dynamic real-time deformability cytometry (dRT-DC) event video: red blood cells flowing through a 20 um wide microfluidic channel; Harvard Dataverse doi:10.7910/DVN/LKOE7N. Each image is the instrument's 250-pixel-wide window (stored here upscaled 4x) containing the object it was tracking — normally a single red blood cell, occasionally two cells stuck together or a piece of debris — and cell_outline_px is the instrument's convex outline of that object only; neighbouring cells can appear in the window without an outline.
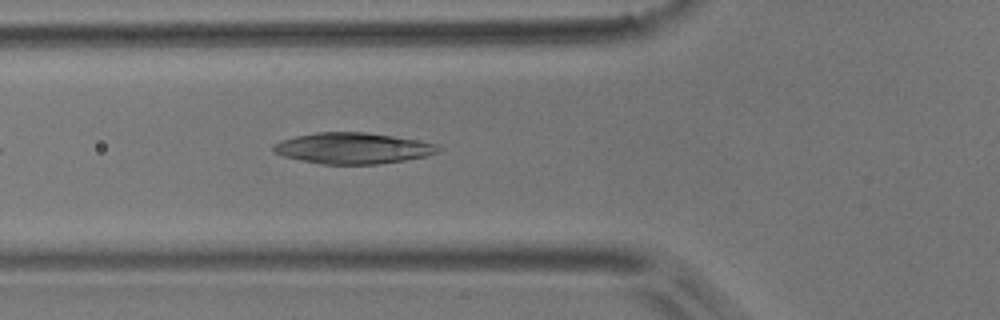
{"species": "common noctule bat (a hibernating species)", "species_latin": "Nyctalus noctula", "temperature_condition": "room temperature", "stored_images_in_passage": 4, "camera_frame_rate_fps": 3000, "um_per_image_px": 0.085, "animal": {"sex": "male", "body_mass_g": 17.9}, "frame": {"image": 1, "passage_image": 4, "time_ms": 3.333, "image_size_px": [1000, 320], "cell_outline_px": [[440, 152], [424, 156], [404, 160], [376, 164], [320, 164], [284, 156], [276, 152], [272, 148], [272, 144], [280, 140], [296, 136], [316, 132], [368, 132], [420, 140], [440, 144]], "centroid_in_image_um": [30.02, 12.59], "position_along_channel_um": 95.8, "area_um2": 29.88}}